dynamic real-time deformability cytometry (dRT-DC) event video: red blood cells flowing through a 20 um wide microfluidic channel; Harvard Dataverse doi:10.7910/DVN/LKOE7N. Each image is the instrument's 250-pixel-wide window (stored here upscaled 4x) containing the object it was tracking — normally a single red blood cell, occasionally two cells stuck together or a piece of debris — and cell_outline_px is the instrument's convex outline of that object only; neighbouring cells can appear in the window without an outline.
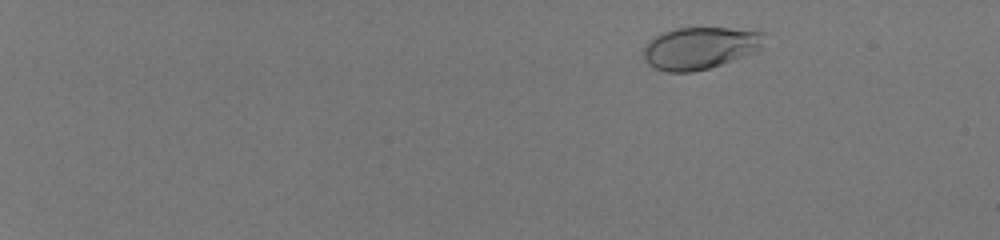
{"species": "human", "species_latin": "Homo sapiens", "temperature_condition": "room temperature", "stored_images_in_passage": 54, "camera_frame_rate_fps": 3000, "um_per_image_px": 0.085, "donor": {"sex": "male"}, "frame": {"image": 1, "passage_image": 8, "time_ms": 2.333, "image_size_px": [1000, 240], "cell_outline_px": [[764, 32], [760, 48], [752, 52], [720, 64], [708, 68], [692, 72], [664, 72], [648, 64], [644, 56], [644, 44], [648, 40], [660, 32], [676, 28], [728, 28]], "centroid_in_image_um": [59.41, 4.07], "position_along_channel_um": 25.6, "area_um2": 29.3}}
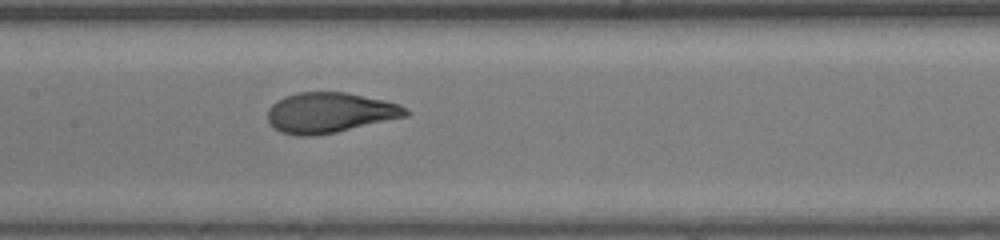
{"frame": {"image": 2, "passage_image": 32, "time_ms": 10.333, "image_size_px": [1000, 240], "cell_outline_px": [[412, 112], [408, 116], [336, 132], [316, 136], [296, 136], [280, 132], [268, 120], [268, 108], [276, 100], [284, 96], [296, 92], [348, 92], [384, 100], [400, 104], [408, 108]], "centroid_in_image_um": [28.06, 9.57], "position_along_channel_um": 179.3, "area_um2": 32.77}}
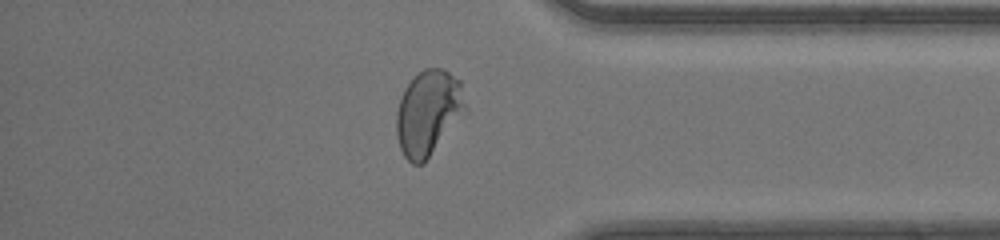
{"frame": {"image": 3, "passage_image": 48, "time_ms": 15.667, "image_size_px": [1000, 240], "cell_outline_px": [[468, 108], [424, 164], [412, 164], [404, 156], [400, 148], [396, 136], [396, 112], [404, 88], [424, 68], [444, 68], [460, 80]], "centroid_in_image_um": [36.41, 9.59], "position_along_channel_um": 398.8, "area_um2": 34.33}, "authors_computed_cell_mechanics": {"area_um2": 31.9634, "velocity_mm_per_s": 4.1994, "shape_relaxation_time_tau1_ms": 5.0267, "shape_relaxation_time_tau2_ms": null, "deformation_change_tau1": 0.2447, "deformation_change_tau2": null}}